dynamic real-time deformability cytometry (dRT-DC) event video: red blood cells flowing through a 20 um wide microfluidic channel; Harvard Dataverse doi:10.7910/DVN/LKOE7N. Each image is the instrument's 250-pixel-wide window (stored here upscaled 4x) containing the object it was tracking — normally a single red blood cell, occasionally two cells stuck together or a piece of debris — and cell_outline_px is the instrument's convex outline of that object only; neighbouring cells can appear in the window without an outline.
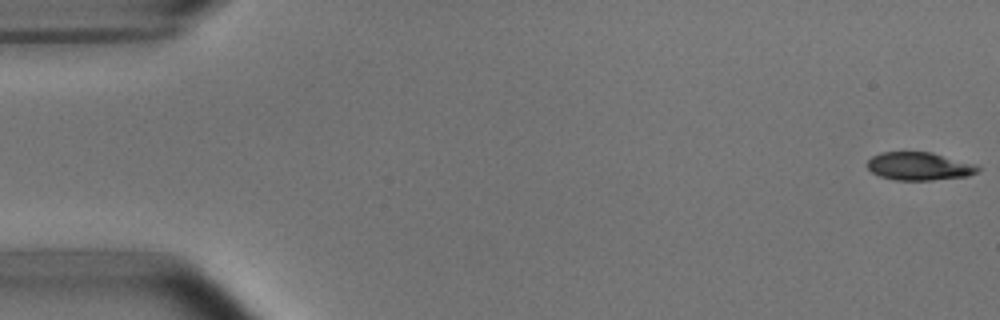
{"species": "common noctule bat (a hibernating species)", "species_latin": "Nyctalus noctula", "temperature_condition": "room temperature", "stored_images_in_passage": 53, "camera_frame_rate_fps": 3000, "um_per_image_px": 0.085, "animal": {"sex": "male", "body_mass_g": 15.6}, "frame": {"image": 1, "passage_image": 1, "time_ms": 0.0, "image_size_px": [1000, 320], "cell_outline_px": [[980, 168], [976, 172], [968, 176], [932, 180], [896, 180], [880, 176], [872, 172], [864, 164], [872, 156], [880, 152], [932, 152], [976, 164]], "centroid_in_image_um": [78.11, 14.12], "position_along_channel_um": 6.9, "area_um2": 18.15}}
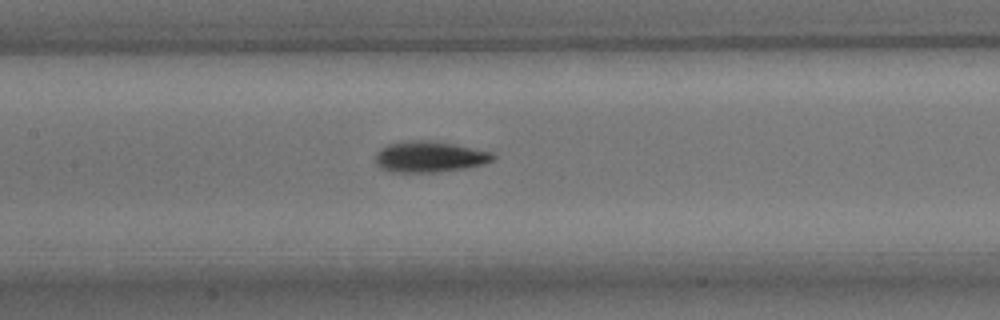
{"frame": {"image": 2, "passage_image": 25, "time_ms": 8.0, "image_size_px": [1000, 320], "cell_outline_px": [[496, 156], [492, 160], [484, 164], [468, 168], [440, 172], [388, 172], [380, 168], [376, 164], [376, 152], [380, 148], [388, 144], [404, 140], [428, 140], [452, 144], [492, 152]], "centroid_in_image_um": [36.48, 13.33], "position_along_channel_um": 170.9, "area_um2": 21.44}}
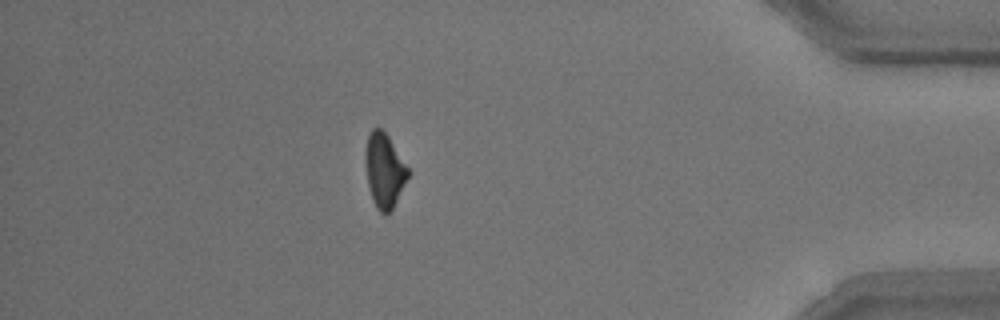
{"frame": {"image": 3, "passage_image": 47, "time_ms": 15.333, "image_size_px": [1000, 320], "cell_outline_px": [[412, 172], [392, 208], [388, 212], [380, 212], [376, 208], [372, 200], [368, 184], [364, 156], [364, 152], [368, 136], [372, 128], [380, 128], [388, 136]], "centroid_in_image_um": [32.68, 14.47], "position_along_channel_um": 402.5, "area_um2": 18.5}}